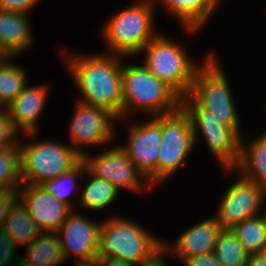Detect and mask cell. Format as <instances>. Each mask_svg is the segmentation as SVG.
<instances>
[{
	"instance_id": "cell-21",
	"label": "cell",
	"mask_w": 266,
	"mask_h": 266,
	"mask_svg": "<svg viewBox=\"0 0 266 266\" xmlns=\"http://www.w3.org/2000/svg\"><path fill=\"white\" fill-rule=\"evenodd\" d=\"M82 186L80 189V199L78 205L85 212L92 210L99 212L106 211L107 208L116 203L120 191L111 183L91 174L87 169L83 174Z\"/></svg>"
},
{
	"instance_id": "cell-8",
	"label": "cell",
	"mask_w": 266,
	"mask_h": 266,
	"mask_svg": "<svg viewBox=\"0 0 266 266\" xmlns=\"http://www.w3.org/2000/svg\"><path fill=\"white\" fill-rule=\"evenodd\" d=\"M161 135L157 157V187L172 179L196 149L190 119L181 107L161 115Z\"/></svg>"
},
{
	"instance_id": "cell-30",
	"label": "cell",
	"mask_w": 266,
	"mask_h": 266,
	"mask_svg": "<svg viewBox=\"0 0 266 266\" xmlns=\"http://www.w3.org/2000/svg\"><path fill=\"white\" fill-rule=\"evenodd\" d=\"M21 134L10 121L4 108H0V149L14 147L19 142Z\"/></svg>"
},
{
	"instance_id": "cell-23",
	"label": "cell",
	"mask_w": 266,
	"mask_h": 266,
	"mask_svg": "<svg viewBox=\"0 0 266 266\" xmlns=\"http://www.w3.org/2000/svg\"><path fill=\"white\" fill-rule=\"evenodd\" d=\"M2 229L18 246L29 245L42 232L19 200L10 208Z\"/></svg>"
},
{
	"instance_id": "cell-1",
	"label": "cell",
	"mask_w": 266,
	"mask_h": 266,
	"mask_svg": "<svg viewBox=\"0 0 266 266\" xmlns=\"http://www.w3.org/2000/svg\"><path fill=\"white\" fill-rule=\"evenodd\" d=\"M62 53L63 67L79 89L80 97L75 100L105 108L122 119L123 57L102 51L84 54L66 48Z\"/></svg>"
},
{
	"instance_id": "cell-19",
	"label": "cell",
	"mask_w": 266,
	"mask_h": 266,
	"mask_svg": "<svg viewBox=\"0 0 266 266\" xmlns=\"http://www.w3.org/2000/svg\"><path fill=\"white\" fill-rule=\"evenodd\" d=\"M192 131L195 145L201 140L204 141L206 149L221 166L220 170L233 169L237 165L241 136L233 128L192 129Z\"/></svg>"
},
{
	"instance_id": "cell-34",
	"label": "cell",
	"mask_w": 266,
	"mask_h": 266,
	"mask_svg": "<svg viewBox=\"0 0 266 266\" xmlns=\"http://www.w3.org/2000/svg\"><path fill=\"white\" fill-rule=\"evenodd\" d=\"M183 266H223L216 258L214 252L202 255H195L185 258Z\"/></svg>"
},
{
	"instance_id": "cell-38",
	"label": "cell",
	"mask_w": 266,
	"mask_h": 266,
	"mask_svg": "<svg viewBox=\"0 0 266 266\" xmlns=\"http://www.w3.org/2000/svg\"><path fill=\"white\" fill-rule=\"evenodd\" d=\"M9 56L2 50V48L0 47V61L5 60L6 58H8Z\"/></svg>"
},
{
	"instance_id": "cell-3",
	"label": "cell",
	"mask_w": 266,
	"mask_h": 266,
	"mask_svg": "<svg viewBox=\"0 0 266 266\" xmlns=\"http://www.w3.org/2000/svg\"><path fill=\"white\" fill-rule=\"evenodd\" d=\"M126 59L122 60V119L160 116L180 108L181 97L171 87L139 61L125 63Z\"/></svg>"
},
{
	"instance_id": "cell-6",
	"label": "cell",
	"mask_w": 266,
	"mask_h": 266,
	"mask_svg": "<svg viewBox=\"0 0 266 266\" xmlns=\"http://www.w3.org/2000/svg\"><path fill=\"white\" fill-rule=\"evenodd\" d=\"M39 132L20 134L23 137L18 142L22 184L42 185L71 170L82 160V156L66 141L39 139Z\"/></svg>"
},
{
	"instance_id": "cell-7",
	"label": "cell",
	"mask_w": 266,
	"mask_h": 266,
	"mask_svg": "<svg viewBox=\"0 0 266 266\" xmlns=\"http://www.w3.org/2000/svg\"><path fill=\"white\" fill-rule=\"evenodd\" d=\"M114 214L117 213L102 219L98 258H116L136 265L163 245V238L147 227L132 218Z\"/></svg>"
},
{
	"instance_id": "cell-17",
	"label": "cell",
	"mask_w": 266,
	"mask_h": 266,
	"mask_svg": "<svg viewBox=\"0 0 266 266\" xmlns=\"http://www.w3.org/2000/svg\"><path fill=\"white\" fill-rule=\"evenodd\" d=\"M221 1L224 0H155V3L158 7L163 6L172 20L183 26V32L194 36L209 25L208 21L215 16Z\"/></svg>"
},
{
	"instance_id": "cell-35",
	"label": "cell",
	"mask_w": 266,
	"mask_h": 266,
	"mask_svg": "<svg viewBox=\"0 0 266 266\" xmlns=\"http://www.w3.org/2000/svg\"><path fill=\"white\" fill-rule=\"evenodd\" d=\"M168 255H170L169 251L162 245L149 258L141 260L135 266H169Z\"/></svg>"
},
{
	"instance_id": "cell-20",
	"label": "cell",
	"mask_w": 266,
	"mask_h": 266,
	"mask_svg": "<svg viewBox=\"0 0 266 266\" xmlns=\"http://www.w3.org/2000/svg\"><path fill=\"white\" fill-rule=\"evenodd\" d=\"M266 128L257 137H241L240 156L233 168L247 181L257 183L266 189Z\"/></svg>"
},
{
	"instance_id": "cell-26",
	"label": "cell",
	"mask_w": 266,
	"mask_h": 266,
	"mask_svg": "<svg viewBox=\"0 0 266 266\" xmlns=\"http://www.w3.org/2000/svg\"><path fill=\"white\" fill-rule=\"evenodd\" d=\"M231 230L249 255L260 253L266 243V210L245 219Z\"/></svg>"
},
{
	"instance_id": "cell-4",
	"label": "cell",
	"mask_w": 266,
	"mask_h": 266,
	"mask_svg": "<svg viewBox=\"0 0 266 266\" xmlns=\"http://www.w3.org/2000/svg\"><path fill=\"white\" fill-rule=\"evenodd\" d=\"M177 42L160 31L138 54L140 62L158 79L171 87L180 97L189 93L197 69L215 51L210 49L199 60L193 58L185 42ZM192 55V56H191Z\"/></svg>"
},
{
	"instance_id": "cell-22",
	"label": "cell",
	"mask_w": 266,
	"mask_h": 266,
	"mask_svg": "<svg viewBox=\"0 0 266 266\" xmlns=\"http://www.w3.org/2000/svg\"><path fill=\"white\" fill-rule=\"evenodd\" d=\"M21 256L29 266H62L66 262L57 232H41Z\"/></svg>"
},
{
	"instance_id": "cell-24",
	"label": "cell",
	"mask_w": 266,
	"mask_h": 266,
	"mask_svg": "<svg viewBox=\"0 0 266 266\" xmlns=\"http://www.w3.org/2000/svg\"><path fill=\"white\" fill-rule=\"evenodd\" d=\"M86 165L83 160H81L74 168L62 173L58 177L52 180H47L42 184L44 189L52 194L57 200L66 203L72 209H77L78 200L80 199V183L82 184L83 174L85 172ZM80 181V182H79ZM78 183V184H77ZM79 185V186H78ZM79 188V189H78ZM78 192V193H77ZM79 194V196L77 195ZM76 195V196H74ZM78 197V198H76ZM73 198V199H71ZM74 199L76 201H74ZM78 199V200H77ZM75 202V203H74ZM77 202V206H76ZM76 207V208H75Z\"/></svg>"
},
{
	"instance_id": "cell-39",
	"label": "cell",
	"mask_w": 266,
	"mask_h": 266,
	"mask_svg": "<svg viewBox=\"0 0 266 266\" xmlns=\"http://www.w3.org/2000/svg\"><path fill=\"white\" fill-rule=\"evenodd\" d=\"M13 266H29L25 261H23L22 259H20L18 262H16V264H14Z\"/></svg>"
},
{
	"instance_id": "cell-2",
	"label": "cell",
	"mask_w": 266,
	"mask_h": 266,
	"mask_svg": "<svg viewBox=\"0 0 266 266\" xmlns=\"http://www.w3.org/2000/svg\"><path fill=\"white\" fill-rule=\"evenodd\" d=\"M157 9L155 0H135L110 14L99 29L106 47L102 52L136 59L160 32L155 19Z\"/></svg>"
},
{
	"instance_id": "cell-9",
	"label": "cell",
	"mask_w": 266,
	"mask_h": 266,
	"mask_svg": "<svg viewBox=\"0 0 266 266\" xmlns=\"http://www.w3.org/2000/svg\"><path fill=\"white\" fill-rule=\"evenodd\" d=\"M92 149L82 156L86 169L104 179L119 191L143 195L154 189L144 175L131 162L124 150L116 143L94 153Z\"/></svg>"
},
{
	"instance_id": "cell-40",
	"label": "cell",
	"mask_w": 266,
	"mask_h": 266,
	"mask_svg": "<svg viewBox=\"0 0 266 266\" xmlns=\"http://www.w3.org/2000/svg\"><path fill=\"white\" fill-rule=\"evenodd\" d=\"M260 253L266 258V243L264 244L263 249Z\"/></svg>"
},
{
	"instance_id": "cell-14",
	"label": "cell",
	"mask_w": 266,
	"mask_h": 266,
	"mask_svg": "<svg viewBox=\"0 0 266 266\" xmlns=\"http://www.w3.org/2000/svg\"><path fill=\"white\" fill-rule=\"evenodd\" d=\"M18 200L42 232H57L73 210L48 193L42 185L22 184Z\"/></svg>"
},
{
	"instance_id": "cell-31",
	"label": "cell",
	"mask_w": 266,
	"mask_h": 266,
	"mask_svg": "<svg viewBox=\"0 0 266 266\" xmlns=\"http://www.w3.org/2000/svg\"><path fill=\"white\" fill-rule=\"evenodd\" d=\"M18 245L0 229V266H13L21 259L20 254H17Z\"/></svg>"
},
{
	"instance_id": "cell-13",
	"label": "cell",
	"mask_w": 266,
	"mask_h": 266,
	"mask_svg": "<svg viewBox=\"0 0 266 266\" xmlns=\"http://www.w3.org/2000/svg\"><path fill=\"white\" fill-rule=\"evenodd\" d=\"M80 212L73 209L57 233L66 262L73 256L75 266H91L98 258L102 219Z\"/></svg>"
},
{
	"instance_id": "cell-36",
	"label": "cell",
	"mask_w": 266,
	"mask_h": 266,
	"mask_svg": "<svg viewBox=\"0 0 266 266\" xmlns=\"http://www.w3.org/2000/svg\"><path fill=\"white\" fill-rule=\"evenodd\" d=\"M94 266H135L131 263L124 262L116 258H97Z\"/></svg>"
},
{
	"instance_id": "cell-37",
	"label": "cell",
	"mask_w": 266,
	"mask_h": 266,
	"mask_svg": "<svg viewBox=\"0 0 266 266\" xmlns=\"http://www.w3.org/2000/svg\"><path fill=\"white\" fill-rule=\"evenodd\" d=\"M247 266H266V258L261 253L251 254Z\"/></svg>"
},
{
	"instance_id": "cell-5",
	"label": "cell",
	"mask_w": 266,
	"mask_h": 266,
	"mask_svg": "<svg viewBox=\"0 0 266 266\" xmlns=\"http://www.w3.org/2000/svg\"><path fill=\"white\" fill-rule=\"evenodd\" d=\"M217 50L197 69L188 95L201 107L211 111L219 121L232 127L241 137L242 121L227 71Z\"/></svg>"
},
{
	"instance_id": "cell-33",
	"label": "cell",
	"mask_w": 266,
	"mask_h": 266,
	"mask_svg": "<svg viewBox=\"0 0 266 266\" xmlns=\"http://www.w3.org/2000/svg\"><path fill=\"white\" fill-rule=\"evenodd\" d=\"M17 200L18 190H0V229H2L10 208Z\"/></svg>"
},
{
	"instance_id": "cell-27",
	"label": "cell",
	"mask_w": 266,
	"mask_h": 266,
	"mask_svg": "<svg viewBox=\"0 0 266 266\" xmlns=\"http://www.w3.org/2000/svg\"><path fill=\"white\" fill-rule=\"evenodd\" d=\"M214 254L223 266H247L249 258V253L231 229L220 231Z\"/></svg>"
},
{
	"instance_id": "cell-32",
	"label": "cell",
	"mask_w": 266,
	"mask_h": 266,
	"mask_svg": "<svg viewBox=\"0 0 266 266\" xmlns=\"http://www.w3.org/2000/svg\"><path fill=\"white\" fill-rule=\"evenodd\" d=\"M42 0H0V10L29 14Z\"/></svg>"
},
{
	"instance_id": "cell-12",
	"label": "cell",
	"mask_w": 266,
	"mask_h": 266,
	"mask_svg": "<svg viewBox=\"0 0 266 266\" xmlns=\"http://www.w3.org/2000/svg\"><path fill=\"white\" fill-rule=\"evenodd\" d=\"M134 118L118 119L117 123L125 124L127 141L118 145L124 150L131 162L144 175L149 183L157 187V157L161 143V115L146 117L137 121ZM128 124V125H127Z\"/></svg>"
},
{
	"instance_id": "cell-28",
	"label": "cell",
	"mask_w": 266,
	"mask_h": 266,
	"mask_svg": "<svg viewBox=\"0 0 266 266\" xmlns=\"http://www.w3.org/2000/svg\"><path fill=\"white\" fill-rule=\"evenodd\" d=\"M22 185L20 147L0 149V190H18Z\"/></svg>"
},
{
	"instance_id": "cell-18",
	"label": "cell",
	"mask_w": 266,
	"mask_h": 266,
	"mask_svg": "<svg viewBox=\"0 0 266 266\" xmlns=\"http://www.w3.org/2000/svg\"><path fill=\"white\" fill-rule=\"evenodd\" d=\"M30 15L0 10V47L9 57H20L34 46Z\"/></svg>"
},
{
	"instance_id": "cell-15",
	"label": "cell",
	"mask_w": 266,
	"mask_h": 266,
	"mask_svg": "<svg viewBox=\"0 0 266 266\" xmlns=\"http://www.w3.org/2000/svg\"><path fill=\"white\" fill-rule=\"evenodd\" d=\"M184 230L174 241L164 238L162 241L170 257L172 256L177 261L179 259L180 262L188 257L214 252L222 228L212 215Z\"/></svg>"
},
{
	"instance_id": "cell-29",
	"label": "cell",
	"mask_w": 266,
	"mask_h": 266,
	"mask_svg": "<svg viewBox=\"0 0 266 266\" xmlns=\"http://www.w3.org/2000/svg\"><path fill=\"white\" fill-rule=\"evenodd\" d=\"M180 107L188 115L192 129L232 128L219 121L210 110L198 105L188 94L181 97Z\"/></svg>"
},
{
	"instance_id": "cell-16",
	"label": "cell",
	"mask_w": 266,
	"mask_h": 266,
	"mask_svg": "<svg viewBox=\"0 0 266 266\" xmlns=\"http://www.w3.org/2000/svg\"><path fill=\"white\" fill-rule=\"evenodd\" d=\"M49 82L30 85L29 83L4 109L14 127L22 134L38 132L39 119L45 111L51 92ZM39 126V127H38Z\"/></svg>"
},
{
	"instance_id": "cell-25",
	"label": "cell",
	"mask_w": 266,
	"mask_h": 266,
	"mask_svg": "<svg viewBox=\"0 0 266 266\" xmlns=\"http://www.w3.org/2000/svg\"><path fill=\"white\" fill-rule=\"evenodd\" d=\"M14 58L18 57L0 61V108H5L30 83L28 70L15 62Z\"/></svg>"
},
{
	"instance_id": "cell-11",
	"label": "cell",
	"mask_w": 266,
	"mask_h": 266,
	"mask_svg": "<svg viewBox=\"0 0 266 266\" xmlns=\"http://www.w3.org/2000/svg\"><path fill=\"white\" fill-rule=\"evenodd\" d=\"M74 103L73 116L70 117L71 122L68 126V144L81 156L88 152L87 149H83L84 147L104 148L117 140L115 123L118 119L112 113L105 108L85 102L76 100Z\"/></svg>"
},
{
	"instance_id": "cell-10",
	"label": "cell",
	"mask_w": 266,
	"mask_h": 266,
	"mask_svg": "<svg viewBox=\"0 0 266 266\" xmlns=\"http://www.w3.org/2000/svg\"><path fill=\"white\" fill-rule=\"evenodd\" d=\"M222 172L228 178L232 175L235 178L218 199V207L213 215L222 229H232L245 219L266 210V189L263 186L247 181L233 169H222Z\"/></svg>"
}]
</instances>
